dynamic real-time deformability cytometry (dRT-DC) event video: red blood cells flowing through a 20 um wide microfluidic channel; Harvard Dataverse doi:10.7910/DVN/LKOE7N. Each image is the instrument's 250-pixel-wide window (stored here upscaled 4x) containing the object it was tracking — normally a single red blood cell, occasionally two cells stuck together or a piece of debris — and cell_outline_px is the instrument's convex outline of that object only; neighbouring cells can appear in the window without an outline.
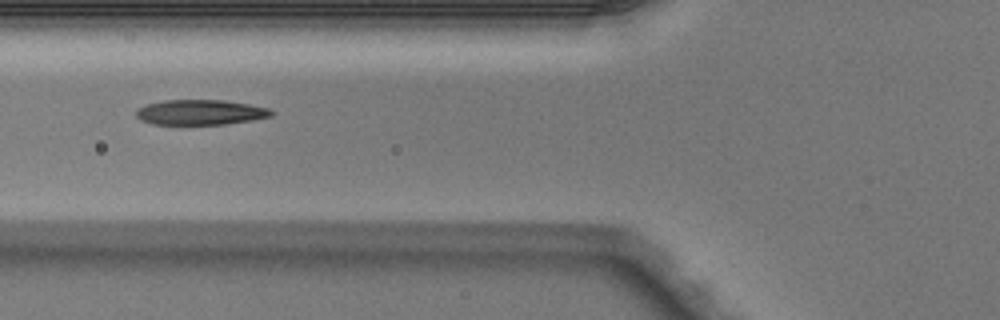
{"species": "Egyptian fruit bat (a non-hibernating species)", "species_latin": "Rousettus aegyptiacus", "temperature_condition": "warm", "stored_images_in_passage": 7, "camera_frame_rate_fps": 3000, "um_per_image_px": 0.085, "animal": {"sex": "male"}, "frame": {"image": 1, "passage_image": 6, "time_ms": 1.667, "image_size_px": [1000, 320], "cell_outline_px": [[276, 112], [272, 116], [252, 120], [224, 124], [152, 124], [140, 120], [136, 116], [136, 108], [144, 104], [164, 100], [224, 100], [248, 104], [268, 108]], "centroid_in_image_um": [17.0, 9.54], "position_along_channel_um": 108.8, "area_um2": 19.94}}
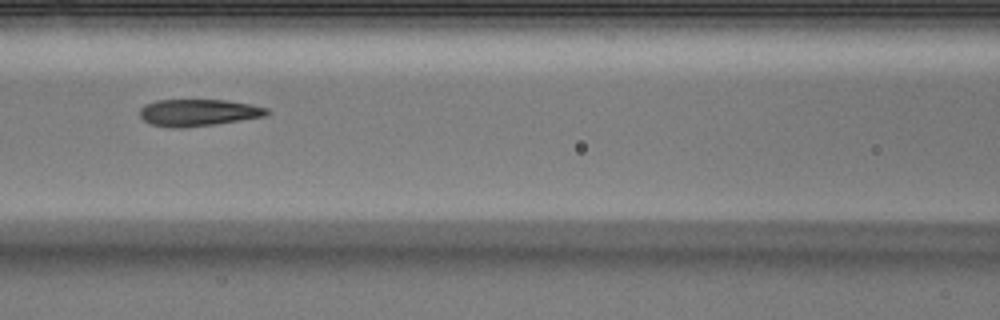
{"frame": {"image": 2, "passage_image": 7, "time_ms": 2.0, "image_size_px": [1000, 320], "cell_outline_px": [[272, 112], [264, 116], [240, 120], [184, 128], [168, 128], [152, 124], [144, 120], [140, 116], [140, 108], [144, 104], [156, 100], [224, 100], [252, 104], [268, 108]], "centroid_in_image_um": [16.84, 9.56], "position_along_channel_um": 149.8, "area_um2": 19.94}}